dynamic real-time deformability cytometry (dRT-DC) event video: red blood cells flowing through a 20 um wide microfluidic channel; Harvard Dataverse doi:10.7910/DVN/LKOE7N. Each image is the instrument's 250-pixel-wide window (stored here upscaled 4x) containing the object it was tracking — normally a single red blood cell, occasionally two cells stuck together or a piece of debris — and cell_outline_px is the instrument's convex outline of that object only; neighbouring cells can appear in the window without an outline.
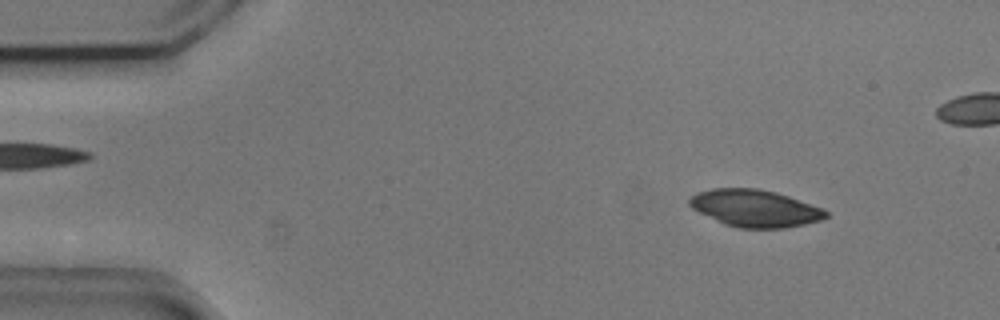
{"species": "common noctule bat (a hibernating species)", "species_latin": "Nyctalus noctula", "temperature_condition": "cold", "stored_images_in_passage": 49, "camera_frame_rate_fps": 3000, "um_per_image_px": 0.085, "animal": {"sex": "male", "body_mass_g": 20.5, "forearm_length_mm": 52.5}, "frame": {"image": 1, "passage_image": 6, "time_ms": 1.667, "image_size_px": [1000, 320], "cell_outline_px": [[828, 216], [820, 220], [804, 224], [784, 228], [740, 228], [724, 224], [692, 208], [688, 204], [688, 200], [696, 192], [712, 188], [760, 188], [776, 192], [824, 208], [828, 212]], "centroid_in_image_um": [64.18, 17.69], "position_along_channel_um": 20.8, "area_um2": 29.54}}